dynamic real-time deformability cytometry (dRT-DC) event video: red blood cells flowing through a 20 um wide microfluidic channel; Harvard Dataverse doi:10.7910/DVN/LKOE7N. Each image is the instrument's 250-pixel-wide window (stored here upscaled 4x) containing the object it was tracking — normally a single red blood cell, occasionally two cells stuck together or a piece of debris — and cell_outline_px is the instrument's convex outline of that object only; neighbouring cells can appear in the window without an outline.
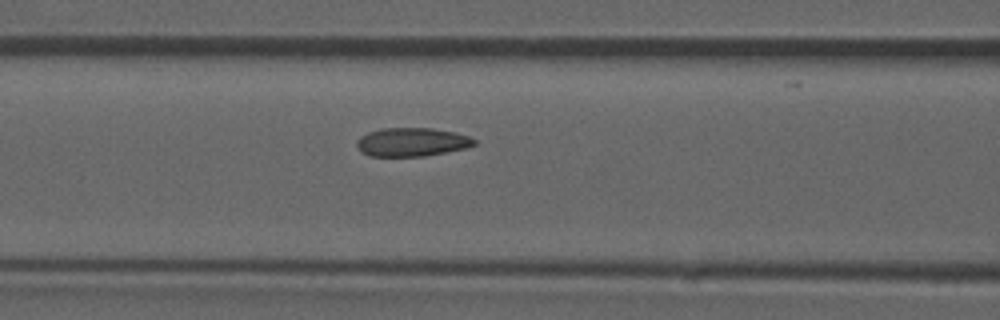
{"species": "common noctule bat (a hibernating species)", "species_latin": "Nyctalus noctula", "temperature_condition": "room temperature", "stored_images_in_passage": 51, "camera_frame_rate_fps": 3000, "um_per_image_px": 0.085, "animal": {"sex": "male", "forearm_length_mm": 52.5}, "frame": {"image": 1, "passage_image": 22, "time_ms": 7.0, "image_size_px": [1000, 320], "cell_outline_px": [[476, 144], [464, 148], [424, 156], [368, 156], [360, 152], [356, 144], [356, 140], [360, 136], [368, 132], [380, 128], [432, 128], [452, 132], [468, 136], [476, 140]], "centroid_in_image_um": [34.94, 12.07], "position_along_channel_um": 131.7, "area_um2": 19.54}}